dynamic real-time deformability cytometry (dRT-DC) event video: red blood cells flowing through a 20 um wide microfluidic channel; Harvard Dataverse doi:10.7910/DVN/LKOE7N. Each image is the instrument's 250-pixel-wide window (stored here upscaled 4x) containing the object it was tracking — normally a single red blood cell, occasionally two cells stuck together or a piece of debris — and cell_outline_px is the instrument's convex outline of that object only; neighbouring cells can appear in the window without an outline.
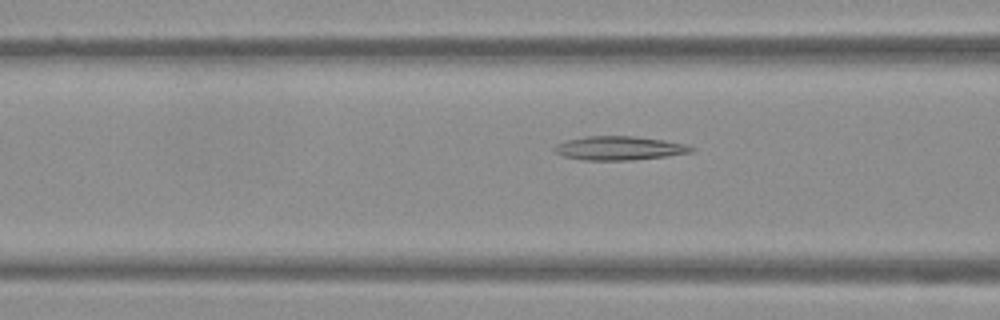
{"species": "Egyptian fruit bat (a non-hibernating species)", "species_latin": "Rousettus aegyptiacus", "temperature_condition": "warm", "stored_images_in_passage": 39, "camera_frame_rate_fps": 3000, "um_per_image_px": 0.085, "frame": {"image": 1, "passage_image": 8, "time_ms": 2.333, "image_size_px": [1000, 320], "cell_outline_px": [[696, 148], [692, 152], [668, 156], [632, 160], [584, 160], [564, 156], [556, 152], [552, 148], [556, 144], [568, 140], [588, 136], [636, 136], [664, 140], [688, 144]], "centroid_in_image_um": [52.69, 12.59], "position_along_channel_um": 113.9, "area_um2": 19.07}}
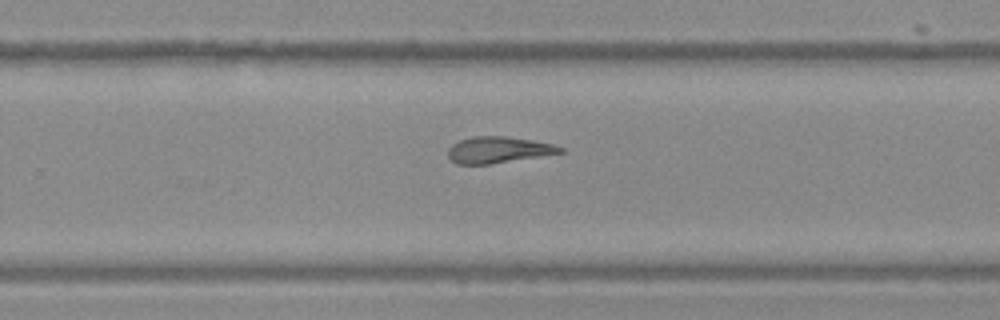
{"frame": {"image": 2, "passage_image": 21, "time_ms": 6.667, "image_size_px": [1000, 320], "cell_outline_px": [[564, 152], [492, 164], [456, 164], [448, 156], [448, 148], [452, 144], [460, 140], [472, 136], [508, 136], [532, 140], [552, 144], [564, 148]], "centroid_in_image_um": [42.34, 12.73], "position_along_channel_um": 287.5, "area_um2": 17.22}}
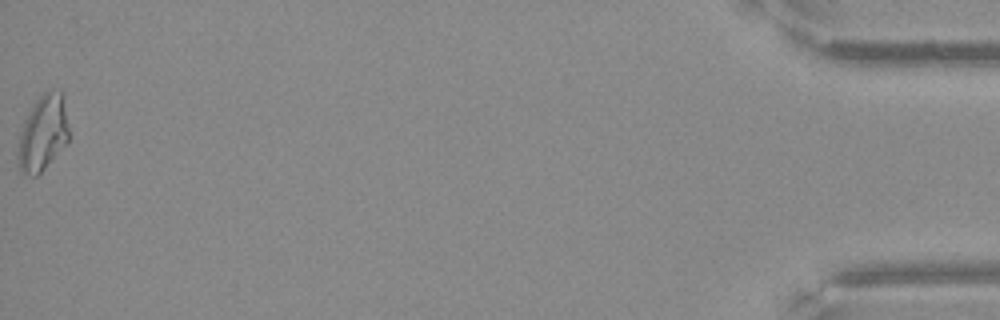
{"frame": {"image": 3, "passage_image": 39, "time_ms": 12.667, "image_size_px": [1000, 320], "cell_outline_px": [[68, 140], [44, 168], [36, 176], [32, 176], [20, 172], [16, 156], [20, 132], [24, 120], [36, 100], [44, 92], [64, 92], [68, 128]], "centroid_in_image_um": [3.62, 11.32], "position_along_channel_um": 431.6, "area_um2": 22.2}}